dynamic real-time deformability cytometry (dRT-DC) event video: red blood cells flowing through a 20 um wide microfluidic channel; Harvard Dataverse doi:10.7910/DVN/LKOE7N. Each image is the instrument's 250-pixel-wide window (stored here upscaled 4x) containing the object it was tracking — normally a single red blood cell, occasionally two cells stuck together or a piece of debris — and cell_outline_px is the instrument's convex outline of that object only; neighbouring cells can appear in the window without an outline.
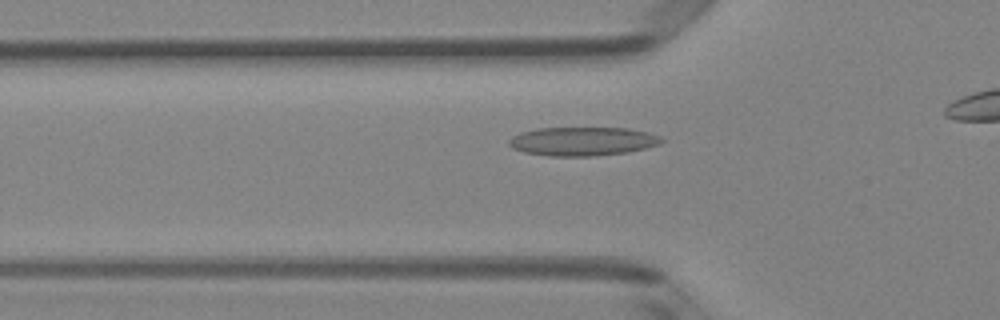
{"species": "Egyptian fruit bat (a non-hibernating species)", "species_latin": "Rousettus aegyptiacus", "temperature_condition": "room temperature", "stored_images_in_passage": 35, "camera_frame_rate_fps": 3000, "um_per_image_px": 0.085, "animal": {"sex": "female"}, "frame": {"image": 1, "passage_image": 9, "time_ms": 2.667, "image_size_px": [1000, 320], "cell_outline_px": [[664, 140], [660, 144], [628, 152], [592, 156], [548, 156], [524, 152], [512, 148], [508, 144], [508, 140], [512, 136], [520, 132], [536, 128], [628, 128], [648, 132], [660, 136]], "centroid_in_image_um": [49.49, 12.01], "position_along_channel_um": 76.3, "area_um2": 25.66}}
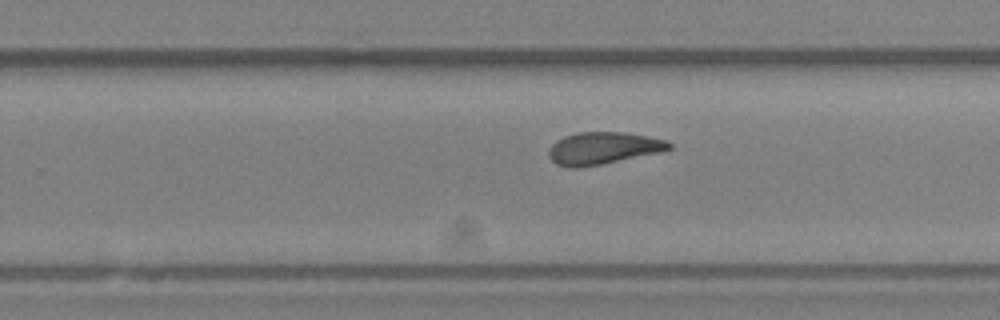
{"frame": {"image": 2, "passage_image": 24, "time_ms": 7.667, "image_size_px": [1000, 320], "cell_outline_px": [[672, 148], [660, 152], [600, 164], [576, 168], [572, 168], [556, 164], [548, 156], [548, 152], [552, 144], [556, 140], [564, 136], [576, 132], [624, 132], [648, 136], [668, 140], [672, 144]], "centroid_in_image_um": [51.26, 12.58], "position_along_channel_um": 278.5, "area_um2": 22.54}}
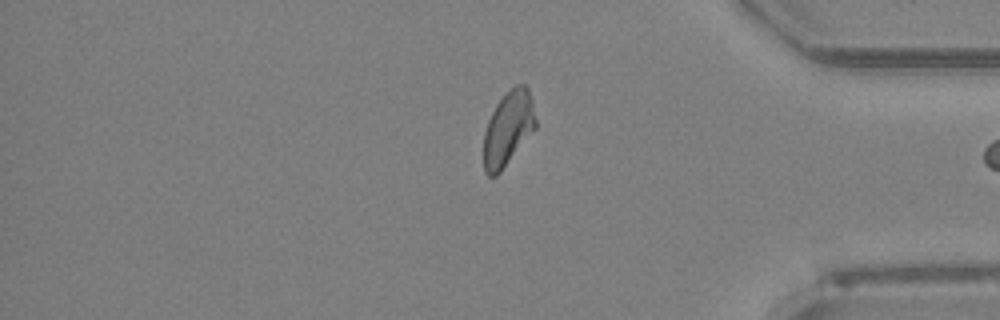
{"frame": {"image": 3, "passage_image": 34, "time_ms": 11.0, "image_size_px": [1000, 320], "cell_outline_px": [[536, 128], [500, 172], [496, 176], [488, 176], [484, 172], [484, 132], [488, 120], [496, 104], [504, 92], [516, 84], [524, 84], [528, 88], [532, 100], [536, 120]], "centroid_in_image_um": [43.19, 10.9], "position_along_channel_um": 392.0, "area_um2": 22.6}}